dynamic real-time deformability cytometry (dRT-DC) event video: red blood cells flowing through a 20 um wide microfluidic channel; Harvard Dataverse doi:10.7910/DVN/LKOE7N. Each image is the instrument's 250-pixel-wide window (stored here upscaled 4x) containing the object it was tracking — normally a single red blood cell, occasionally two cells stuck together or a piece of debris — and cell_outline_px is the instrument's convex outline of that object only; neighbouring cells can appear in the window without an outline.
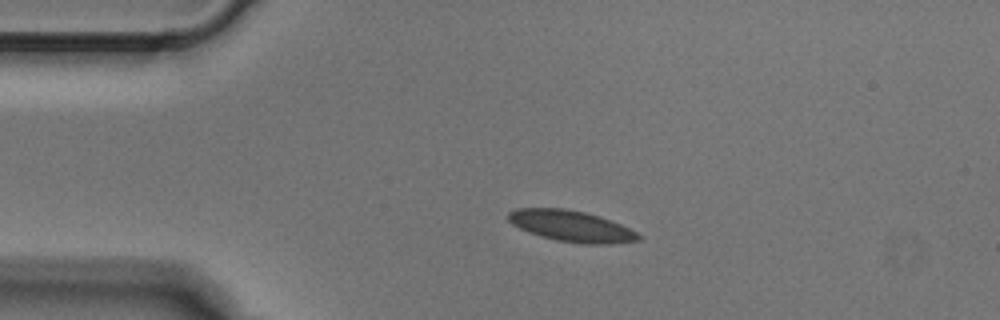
{"species": "Egyptian fruit bat (a non-hibernating species)", "species_latin": "Rousettus aegyptiacus", "temperature_condition": "cold", "stored_images_in_passage": 3, "camera_frame_rate_fps": 3000, "um_per_image_px": 0.085, "animal": {"sex": "male"}, "frame": {"image": 1, "passage_image": 2, "time_ms": 0.333, "image_size_px": [1000, 320], "cell_outline_px": [[644, 236], [640, 240], [612, 244], [584, 244], [556, 240], [528, 232], [512, 224], [508, 220], [508, 212], [516, 208], [564, 208], [584, 212], [620, 224]], "centroid_in_image_um": [48.56, 19.22], "position_along_channel_um": 36.4, "area_um2": 23.47}}